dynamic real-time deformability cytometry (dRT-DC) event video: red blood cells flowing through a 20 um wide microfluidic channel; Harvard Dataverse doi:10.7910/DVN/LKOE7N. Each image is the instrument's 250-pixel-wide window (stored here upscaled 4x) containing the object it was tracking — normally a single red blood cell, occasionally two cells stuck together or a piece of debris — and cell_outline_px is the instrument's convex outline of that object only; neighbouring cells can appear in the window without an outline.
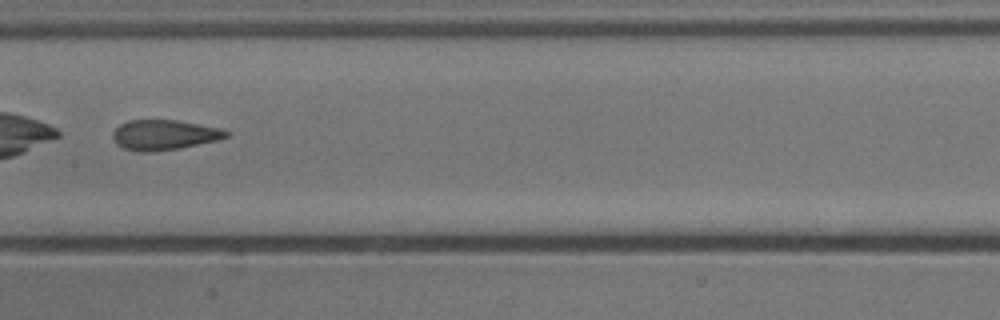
{"species": "common noctule bat (a hibernating species)", "species_latin": "Nyctalus noctula", "temperature_condition": "cold", "stored_images_in_passage": 10, "camera_frame_rate_fps": 3000, "um_per_image_px": 0.085, "animal": {"sex": "male", "body_mass_g": 13.3}, "frame": {"image": 1, "passage_image": 7, "time_ms": 2.0, "image_size_px": [1000, 320], "cell_outline_px": [[228, 136], [216, 140], [180, 148], [152, 152], [140, 152], [124, 148], [116, 144], [112, 140], [112, 132], [120, 124], [128, 120], [180, 120], [224, 128], [228, 132]], "centroid_in_image_um": [13.94, 11.45], "position_along_channel_um": 193.5, "area_um2": 20.11}}
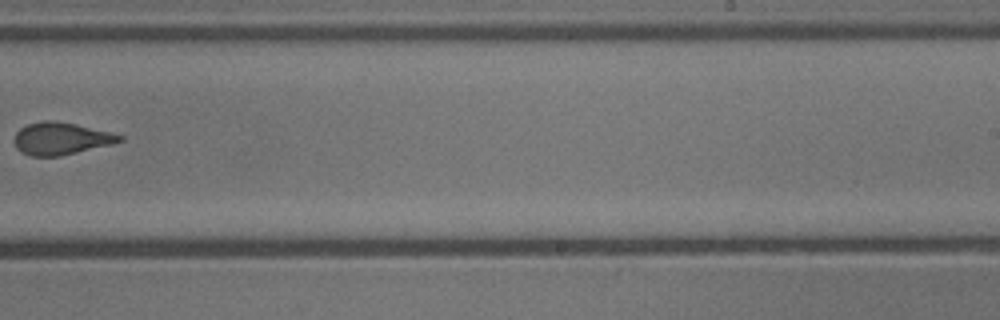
{"frame": {"image": 2, "passage_image": 9, "time_ms": 2.667, "image_size_px": [1000, 320], "cell_outline_px": [[124, 140], [112, 144], [60, 156], [32, 156], [20, 152], [16, 148], [16, 132], [20, 128], [28, 124], [40, 120], [56, 120], [76, 124], [124, 136]], "centroid_in_image_um": [5.17, 11.77], "position_along_channel_um": 283.8, "area_um2": 19.71}}
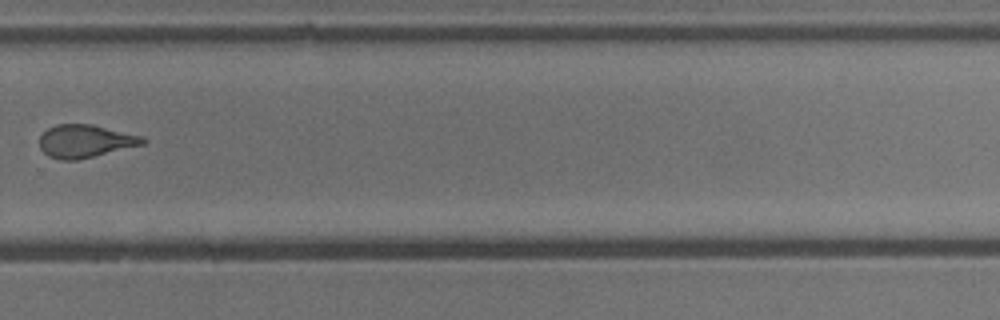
{"frame": {"image": 3, "passage_image": 10, "time_ms": 3.0, "image_size_px": [1000, 320], "cell_outline_px": [[148, 140], [144, 144], [80, 160], [60, 160], [48, 156], [40, 148], [40, 136], [48, 128], [56, 124], [92, 124], [144, 136]], "centroid_in_image_um": [7.27, 12.0], "position_along_channel_um": 322.5, "area_um2": 20.0}}